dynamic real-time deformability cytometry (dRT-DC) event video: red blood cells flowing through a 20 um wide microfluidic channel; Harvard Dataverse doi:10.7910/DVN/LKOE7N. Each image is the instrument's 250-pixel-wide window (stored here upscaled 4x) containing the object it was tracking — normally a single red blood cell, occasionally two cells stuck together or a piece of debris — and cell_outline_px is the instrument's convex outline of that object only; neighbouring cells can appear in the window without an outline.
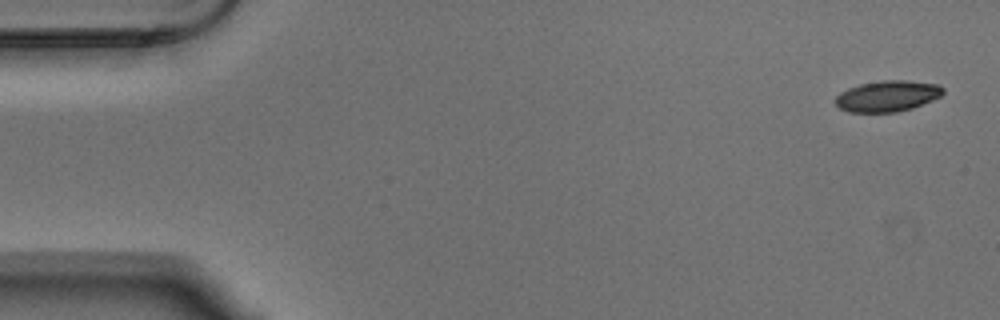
{"species": "Egyptian fruit bat (a non-hibernating species)", "species_latin": "Rousettus aegyptiacus", "temperature_condition": "warm", "stored_images_in_passage": 54, "camera_frame_rate_fps": 3000, "um_per_image_px": 0.085, "animal": {"sex": "male"}, "frame": {"image": 1, "passage_image": 1, "time_ms": 0.0, "image_size_px": [1000, 320], "cell_outline_px": [[944, 92], [940, 96], [932, 100], [912, 108], [896, 112], [848, 112], [840, 108], [832, 100], [840, 92], [848, 88], [860, 84], [880, 80], [908, 80], [940, 84], [944, 88]], "centroid_in_image_um": [75.42, 8.15], "position_along_channel_um": 9.6, "area_um2": 19.65}}
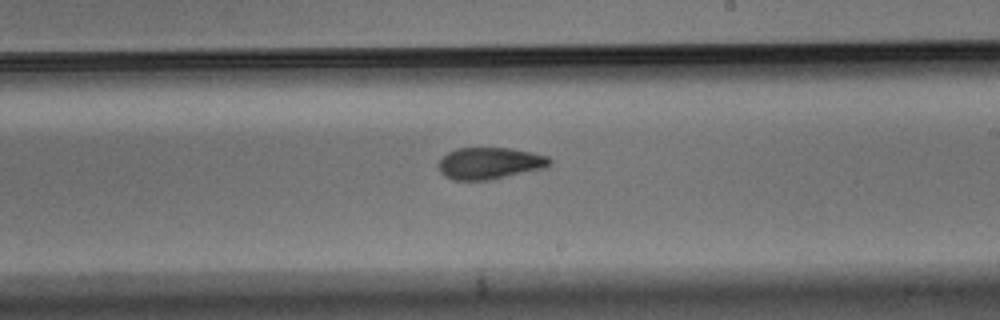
{"frame": {"image": 2, "passage_image": 31, "time_ms": 10.0, "image_size_px": [1000, 320], "cell_outline_px": [[552, 164], [544, 168], [488, 180], [452, 180], [444, 176], [440, 172], [436, 164], [440, 156], [456, 148], [512, 148], [532, 152], [548, 156], [552, 160]], "centroid_in_image_um": [41.58, 13.87], "position_along_channel_um": 247.4, "area_um2": 20.87}}
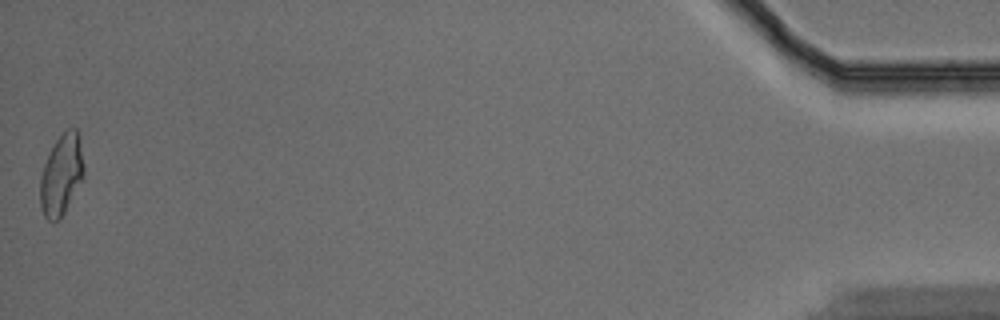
{"frame": {"image": 3, "passage_image": 54, "time_ms": 17.667, "image_size_px": [1000, 320], "cell_outline_px": [[84, 176], [64, 212], [52, 224], [44, 216], [40, 208], [40, 176], [44, 164], [56, 140], [68, 128], [76, 128], [80, 136], [84, 164]], "centroid_in_image_um": [5.22, 14.85], "position_along_channel_um": 430.0, "area_um2": 20.52}, "authors_computed_cell_mechanics": {"area_um2": 20.5479, "velocity_mm_per_s": 3.6398, "shape_relaxation_time_tau1_ms": 5.8439, "shape_relaxation_time_tau2_ms": 3.1572, "deformation_change_tau1": 0.1763, "deformation_change_tau2": 0.0773}}